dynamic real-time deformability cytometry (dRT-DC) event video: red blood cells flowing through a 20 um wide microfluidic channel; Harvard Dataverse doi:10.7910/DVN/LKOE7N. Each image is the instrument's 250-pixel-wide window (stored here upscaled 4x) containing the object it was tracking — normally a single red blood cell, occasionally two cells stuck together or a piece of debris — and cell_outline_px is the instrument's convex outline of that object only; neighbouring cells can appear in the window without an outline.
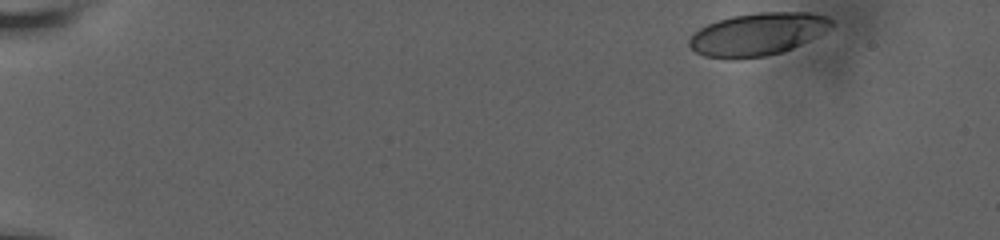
{"species": "human", "species_latin": "Homo sapiens", "temperature_condition": "room temperature", "stored_images_in_passage": 48, "camera_frame_rate_fps": 3000, "um_per_image_px": 0.085, "donor": {"sex": "male"}, "frame": {"image": 1, "passage_image": 1, "time_ms": 0.0, "image_size_px": [1000, 240], "cell_outline_px": [[832, 24], [828, 28], [800, 44], [784, 52], [768, 56], [736, 60], [728, 60], [704, 56], [696, 52], [688, 44], [688, 40], [700, 28], [716, 20], [732, 16], [756, 12], [808, 12], [828, 16], [832, 20]], "centroid_in_image_um": [64.34, 2.92], "position_along_channel_um": 20.7, "area_um2": 35.37}}
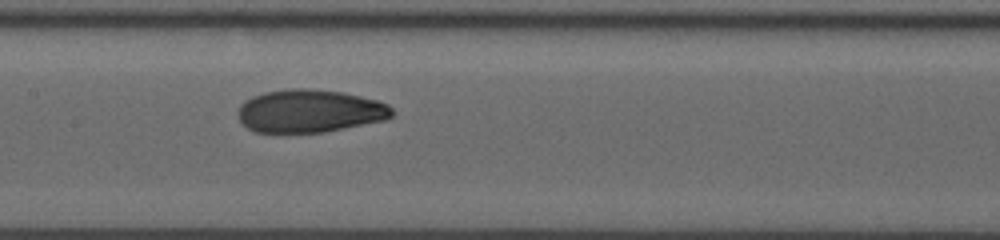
{"frame": {"image": 2, "passage_image": 26, "time_ms": 8.333, "image_size_px": [1000, 240], "cell_outline_px": [[396, 112], [392, 116], [384, 120], [324, 132], [252, 132], [236, 116], [236, 112], [240, 104], [244, 100], [252, 96], [264, 92], [292, 88], [308, 88], [344, 92], [376, 100], [388, 104]], "centroid_in_image_um": [26.3, 9.43], "position_along_channel_um": 181.1, "area_um2": 38.78}}
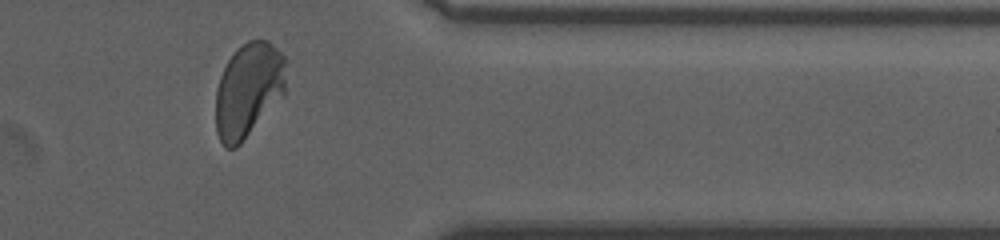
{"frame": {"image": 3, "passage_image": 44, "time_ms": 14.333, "image_size_px": [1000, 240], "cell_outline_px": [[288, 60], [284, 92], [240, 144], [236, 148], [224, 148], [216, 132], [216, 88], [220, 76], [228, 60], [236, 48], [248, 40], [268, 40]], "centroid_in_image_um": [21.1, 7.62], "position_along_channel_um": 390.3, "area_um2": 38.61}, "authors_computed_cell_mechanics": {"area_um2": 38.0902, "velocity_mm_per_s": 3.6577, "shape_relaxation_time_tau1_ms": 5.7394, "shape_relaxation_time_tau2_ms": 1.2114, "deformation_change_tau1": 0.1934, "deformation_change_tau2": 0.0566}}